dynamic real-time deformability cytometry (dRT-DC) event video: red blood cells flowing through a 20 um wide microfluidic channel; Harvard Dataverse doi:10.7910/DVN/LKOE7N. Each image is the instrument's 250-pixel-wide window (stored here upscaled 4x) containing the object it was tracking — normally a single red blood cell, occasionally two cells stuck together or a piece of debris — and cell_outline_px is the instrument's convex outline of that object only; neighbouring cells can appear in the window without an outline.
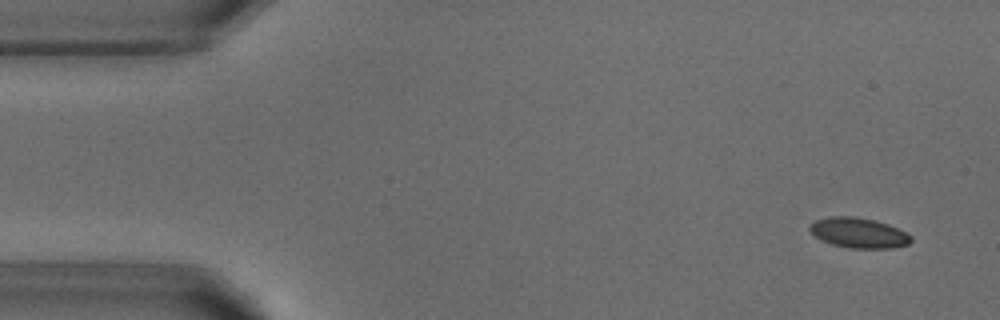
{"species": "common noctule bat (a hibernating species)", "species_latin": "Nyctalus noctula", "temperature_condition": "warm", "stored_images_in_passage": 51, "camera_frame_rate_fps": 3000, "um_per_image_px": 0.085, "animal": {"sex": "male", "body_mass_g": 18.8}, "frame": {"image": 1, "passage_image": 3, "time_ms": 0.667, "image_size_px": [1000, 320], "cell_outline_px": [[912, 240], [908, 244], [892, 248], [852, 248], [832, 244], [816, 236], [808, 228], [816, 220], [828, 216], [856, 216], [876, 220], [888, 224], [912, 236]], "centroid_in_image_um": [73.01, 19.78], "position_along_channel_um": 12.0, "area_um2": 17.63}}
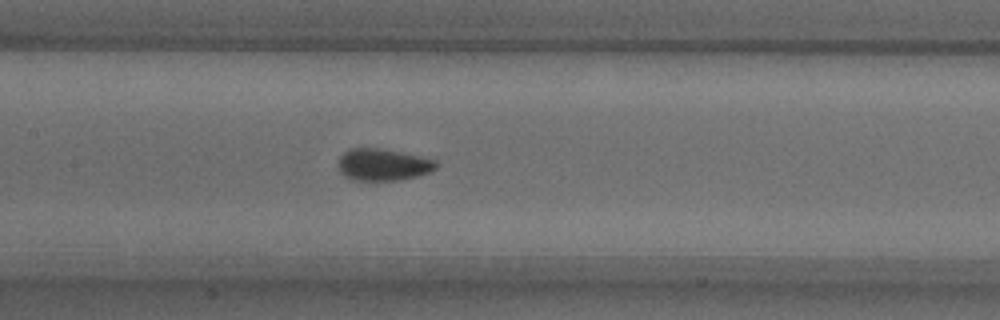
{"frame": {"image": 2, "passage_image": 24, "time_ms": 7.667, "image_size_px": [1000, 320], "cell_outline_px": [[436, 168], [428, 172], [416, 176], [400, 180], [352, 180], [344, 176], [340, 172], [336, 164], [340, 156], [344, 152], [352, 148], [380, 148], [400, 152], [436, 160]], "centroid_in_image_um": [32.49, 14.0], "position_along_channel_um": 174.9, "area_um2": 18.15}}
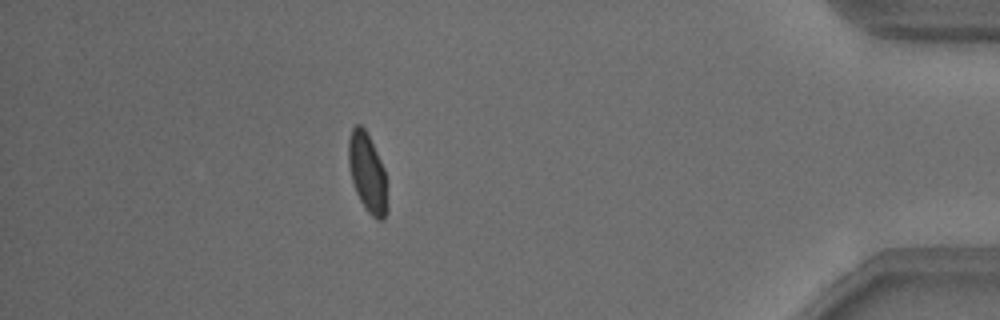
{"frame": {"image": 3, "passage_image": 46, "time_ms": 15.0, "image_size_px": [1000, 320], "cell_outline_px": [[388, 212], [384, 220], [376, 220], [364, 208], [356, 192], [352, 180], [348, 164], [348, 140], [352, 128], [356, 124], [360, 124], [364, 128], [384, 168], [388, 208]], "centroid_in_image_um": [31.23, 14.74], "position_along_channel_um": 404.0, "area_um2": 17.86}}